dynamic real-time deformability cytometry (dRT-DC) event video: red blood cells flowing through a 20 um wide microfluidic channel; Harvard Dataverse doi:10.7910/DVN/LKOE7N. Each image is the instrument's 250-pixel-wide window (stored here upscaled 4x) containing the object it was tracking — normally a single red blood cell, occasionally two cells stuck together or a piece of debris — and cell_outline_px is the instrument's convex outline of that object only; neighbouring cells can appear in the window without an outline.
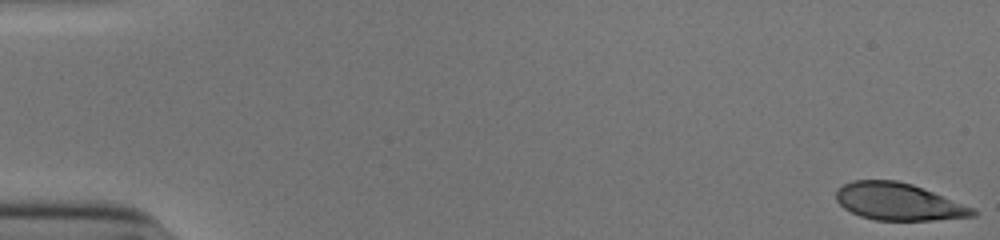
{"species": "human", "species_latin": "Homo sapiens", "temperature_condition": "cold", "stored_images_in_passage": 53, "camera_frame_rate_fps": 3000, "um_per_image_px": 0.085, "donor": {"sex": "male"}, "frame": {"image": 1, "passage_image": 1, "time_ms": 0.0, "image_size_px": [1000, 240], "cell_outline_px": [[976, 216], [932, 220], [876, 220], [860, 216], [844, 208], [836, 200], [836, 192], [844, 184], [852, 180], [896, 180], [912, 184], [976, 208]], "centroid_in_image_um": [76.39, 17.14], "position_along_channel_um": 8.6, "area_um2": 29.54}}
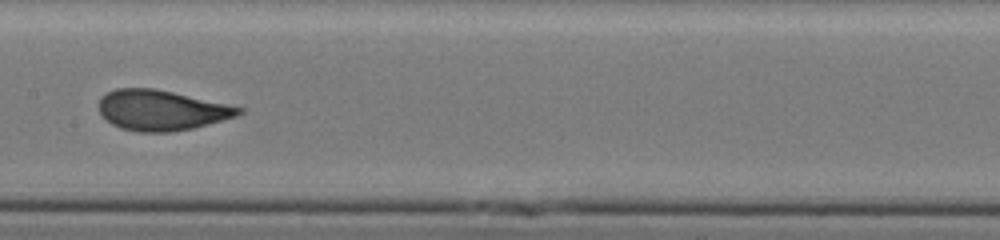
{"frame": {"image": 2, "passage_image": 28, "time_ms": 9.0, "image_size_px": [1000, 240], "cell_outline_px": [[244, 112], [236, 116], [208, 124], [192, 128], [168, 132], [140, 132], [120, 128], [112, 124], [100, 112], [100, 100], [108, 92], [116, 88], [152, 88], [172, 92], [228, 104], [244, 108]], "centroid_in_image_um": [13.74, 9.37], "position_along_channel_um": 193.7, "area_um2": 32.43}}
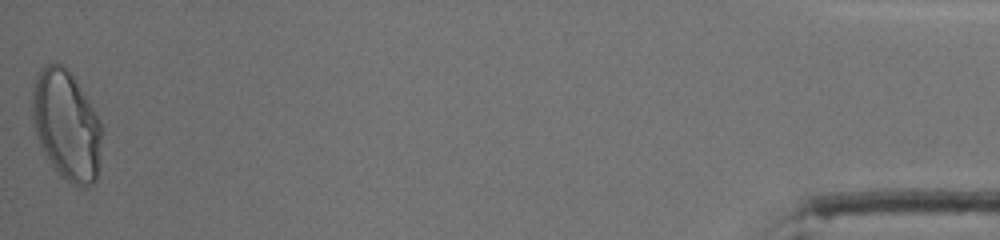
{"frame": {"image": 3, "passage_image": 53, "time_ms": 17.333, "image_size_px": [1000, 240], "cell_outline_px": [[104, 128], [100, 164], [96, 180], [92, 184], [84, 188], [72, 184], [60, 176], [40, 144], [36, 136], [32, 116], [32, 88], [36, 72], [44, 64], [56, 60], [76, 80], [100, 120]], "centroid_in_image_um": [5.67, 10.63], "position_along_channel_um": 429.5, "area_um2": 45.08}, "authors_computed_cell_mechanics": {"area_um2": 32.7726, "velocity_mm_per_s": 3.9049, "shape_relaxation_time_tau1_ms": 5.9937, "shape_relaxation_time_tau2_ms": null, "deformation_change_tau1": 0.2143, "deformation_change_tau2": null}}